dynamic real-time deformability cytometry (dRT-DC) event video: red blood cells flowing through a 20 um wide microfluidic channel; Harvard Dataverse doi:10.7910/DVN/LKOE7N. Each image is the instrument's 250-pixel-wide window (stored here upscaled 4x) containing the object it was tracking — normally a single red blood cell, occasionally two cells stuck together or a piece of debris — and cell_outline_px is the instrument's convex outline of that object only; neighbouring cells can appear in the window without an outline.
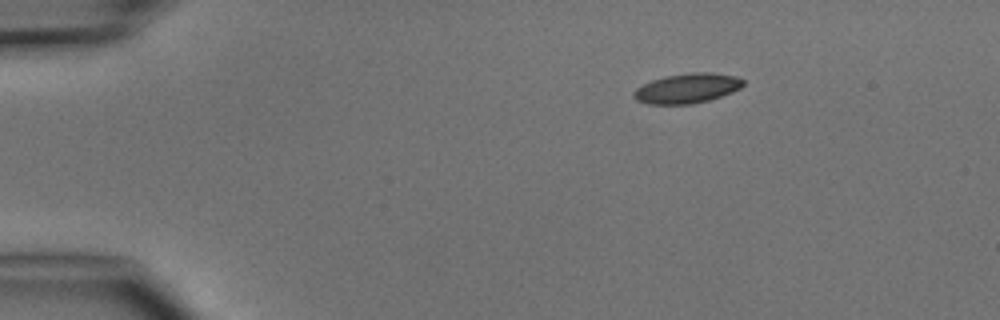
{"species": "common noctule bat (a hibernating species)", "species_latin": "Nyctalus noctula", "temperature_condition": "cold", "stored_images_in_passage": 5, "segment_of_instrument_passage": [2, 2], "camera_frame_rate_fps": 3000, "um_per_image_px": 0.085, "animal": {"sex": "male", "body_mass_g": 15.6}, "frame": {"image": 1, "passage_image": 5, "time_ms": 5.333, "image_size_px": [1000, 320], "cell_outline_px": [[744, 84], [740, 88], [732, 92], [708, 100], [692, 104], [648, 104], [636, 100], [632, 96], [632, 92], [636, 88], [652, 80], [664, 76], [692, 72], [712, 72], [736, 76], [744, 80]], "centroid_in_image_um": [58.39, 7.5], "position_along_channel_um": 26.6, "area_um2": 19.07}}